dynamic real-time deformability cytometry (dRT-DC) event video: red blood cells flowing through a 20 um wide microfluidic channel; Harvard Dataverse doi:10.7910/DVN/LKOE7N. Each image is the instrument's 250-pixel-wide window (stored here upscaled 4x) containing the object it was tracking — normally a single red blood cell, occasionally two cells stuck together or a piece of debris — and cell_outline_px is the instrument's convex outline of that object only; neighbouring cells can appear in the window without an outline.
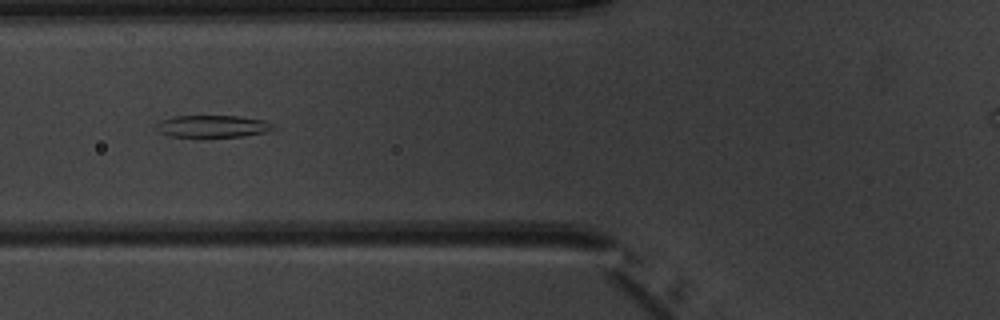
{"species": "common noctule bat (a hibernating species)", "species_latin": "Nyctalus noctula", "temperature_condition": "warm", "stored_images_in_passage": 6, "camera_frame_rate_fps": 3000, "um_per_image_px": 0.085, "animal": {"sex": "male", "body_mass_g": 20.1, "forearm_length_mm": 53.5}, "frame": {"image": 1, "passage_image": 6, "time_ms": 6.667, "image_size_px": [1000, 320], "cell_outline_px": [[276, 128], [264, 132], [244, 136], [204, 140], [168, 136], [160, 132], [152, 124], [160, 120], [176, 116], [240, 116], [264, 120]], "centroid_in_image_um": [17.97, 10.78], "position_along_channel_um": 107.8, "area_um2": 16.01}}